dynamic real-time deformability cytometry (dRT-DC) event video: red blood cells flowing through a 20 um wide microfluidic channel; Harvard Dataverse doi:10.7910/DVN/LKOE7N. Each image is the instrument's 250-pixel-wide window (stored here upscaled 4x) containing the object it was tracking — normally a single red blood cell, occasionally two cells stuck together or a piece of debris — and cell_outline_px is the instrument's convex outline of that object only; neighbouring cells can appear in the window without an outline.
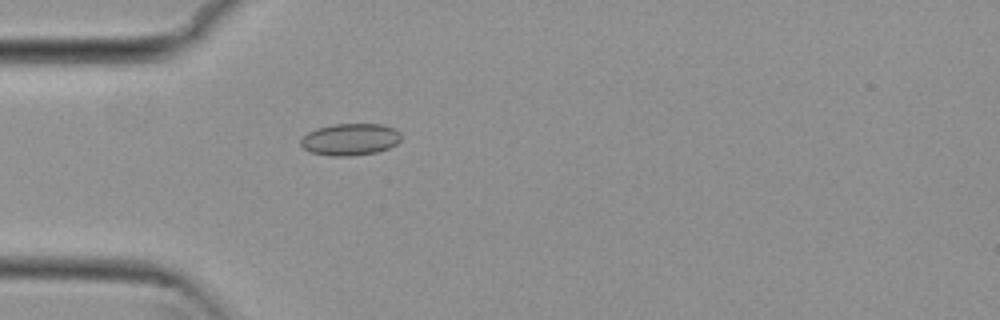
{"species": "common noctule bat (a hibernating species)", "species_latin": "Nyctalus noctula", "temperature_condition": "cold", "stored_images_in_passage": 31, "camera_frame_rate_fps": 3000, "um_per_image_px": 0.085, "animal": {"sex": "female", "body_mass_g": 29.2, "forearm_length_mm": 56.3}, "frame": {"image": 1, "passage_image": 1, "time_ms": 0.0, "image_size_px": [1000, 320], "cell_outline_px": [[400, 140], [396, 144], [388, 148], [376, 152], [348, 156], [332, 156], [312, 152], [304, 148], [300, 144], [300, 140], [308, 132], [316, 128], [332, 124], [384, 124], [400, 132]], "centroid_in_image_um": [29.76, 11.84], "position_along_channel_um": 55.2, "area_um2": 18.55}}
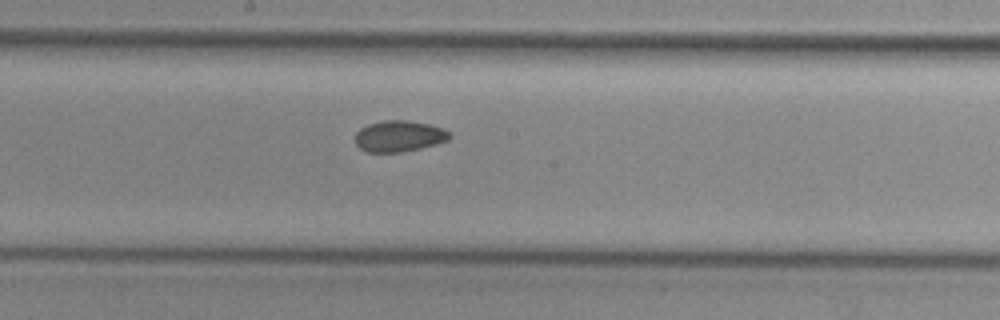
{"frame": {"image": 2, "passage_image": 14, "time_ms": 4.333, "image_size_px": [1000, 320], "cell_outline_px": [[452, 136], [448, 140], [436, 144], [420, 148], [400, 152], [368, 152], [360, 148], [356, 144], [356, 132], [360, 128], [368, 124], [384, 120], [408, 120], [428, 124], [444, 128]], "centroid_in_image_um": [33.93, 11.56], "position_along_channel_um": 214.3, "area_um2": 17.11}}
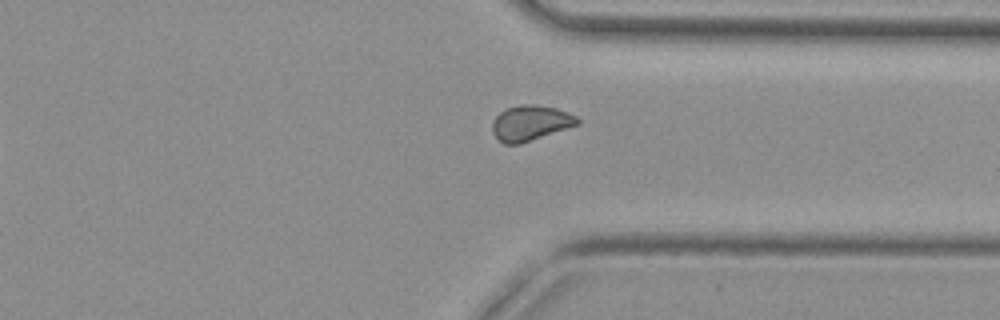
{"frame": {"image": 3, "passage_image": 26, "time_ms": 8.333, "image_size_px": [1000, 320], "cell_outline_px": [[580, 124], [520, 144], [504, 144], [492, 132], [492, 124], [496, 116], [500, 112], [508, 108], [520, 104], [536, 104], [556, 108], [568, 112], [576, 116], [580, 120]], "centroid_in_image_um": [45.11, 10.45], "position_along_channel_um": 366.3, "area_um2": 17.51}, "authors_computed_cell_mechanics": {"area_um2": 17.2244, "velocity_mm_per_s": 3.8079, "shape_relaxation_time_tau1_ms": null, "shape_relaxation_time_tau2_ms": 3.9765, "deformation_change_tau1": null, "deformation_change_tau2": 0.0743}}